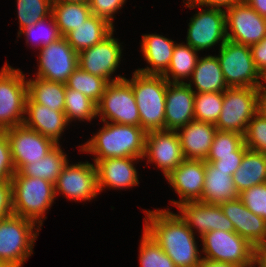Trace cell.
Returning <instances> with one entry per match:
<instances>
[{
	"label": "cell",
	"mask_w": 266,
	"mask_h": 267,
	"mask_svg": "<svg viewBox=\"0 0 266 267\" xmlns=\"http://www.w3.org/2000/svg\"><path fill=\"white\" fill-rule=\"evenodd\" d=\"M131 85L140 116V127L146 132L165 130V98L168 81L162 75L133 72Z\"/></svg>",
	"instance_id": "3957f363"
},
{
	"label": "cell",
	"mask_w": 266,
	"mask_h": 267,
	"mask_svg": "<svg viewBox=\"0 0 266 267\" xmlns=\"http://www.w3.org/2000/svg\"><path fill=\"white\" fill-rule=\"evenodd\" d=\"M64 113L69 124L73 120L91 122L97 117V106L81 92L66 86Z\"/></svg>",
	"instance_id": "e575fe53"
},
{
	"label": "cell",
	"mask_w": 266,
	"mask_h": 267,
	"mask_svg": "<svg viewBox=\"0 0 266 267\" xmlns=\"http://www.w3.org/2000/svg\"><path fill=\"white\" fill-rule=\"evenodd\" d=\"M19 34L24 28L52 15V0H16Z\"/></svg>",
	"instance_id": "74e56055"
},
{
	"label": "cell",
	"mask_w": 266,
	"mask_h": 267,
	"mask_svg": "<svg viewBox=\"0 0 266 267\" xmlns=\"http://www.w3.org/2000/svg\"><path fill=\"white\" fill-rule=\"evenodd\" d=\"M186 1L185 5L188 8H195L197 6H204L206 7H212V8H220L225 10V8H230L234 6L235 4H239L241 2H244V0H183V2ZM225 7V8H224Z\"/></svg>",
	"instance_id": "c3c4849f"
},
{
	"label": "cell",
	"mask_w": 266,
	"mask_h": 267,
	"mask_svg": "<svg viewBox=\"0 0 266 267\" xmlns=\"http://www.w3.org/2000/svg\"><path fill=\"white\" fill-rule=\"evenodd\" d=\"M244 135L217 130L208 156H234V152H245Z\"/></svg>",
	"instance_id": "ab89813d"
},
{
	"label": "cell",
	"mask_w": 266,
	"mask_h": 267,
	"mask_svg": "<svg viewBox=\"0 0 266 267\" xmlns=\"http://www.w3.org/2000/svg\"><path fill=\"white\" fill-rule=\"evenodd\" d=\"M63 151L61 145H56L45 157L36 162L31 161L22 165L16 172H19L22 176L38 177L55 184L68 162V156Z\"/></svg>",
	"instance_id": "f546056e"
},
{
	"label": "cell",
	"mask_w": 266,
	"mask_h": 267,
	"mask_svg": "<svg viewBox=\"0 0 266 267\" xmlns=\"http://www.w3.org/2000/svg\"><path fill=\"white\" fill-rule=\"evenodd\" d=\"M144 230L152 236L176 267H199L202 262L195 232L170 208L144 211ZM200 252V253H199Z\"/></svg>",
	"instance_id": "6da1fadb"
},
{
	"label": "cell",
	"mask_w": 266,
	"mask_h": 267,
	"mask_svg": "<svg viewBox=\"0 0 266 267\" xmlns=\"http://www.w3.org/2000/svg\"><path fill=\"white\" fill-rule=\"evenodd\" d=\"M177 208L180 217L192 231L196 229L200 237L214 230L234 231L233 223L223 213L219 204L191 201L181 203Z\"/></svg>",
	"instance_id": "ac0fdd59"
},
{
	"label": "cell",
	"mask_w": 266,
	"mask_h": 267,
	"mask_svg": "<svg viewBox=\"0 0 266 267\" xmlns=\"http://www.w3.org/2000/svg\"><path fill=\"white\" fill-rule=\"evenodd\" d=\"M259 112L266 117V87L262 85L259 97Z\"/></svg>",
	"instance_id": "f5cc1de1"
},
{
	"label": "cell",
	"mask_w": 266,
	"mask_h": 267,
	"mask_svg": "<svg viewBox=\"0 0 266 267\" xmlns=\"http://www.w3.org/2000/svg\"><path fill=\"white\" fill-rule=\"evenodd\" d=\"M141 52L150 65L138 68L143 74L162 75L168 68L176 43L165 36L157 34L142 35Z\"/></svg>",
	"instance_id": "d4e9b609"
},
{
	"label": "cell",
	"mask_w": 266,
	"mask_h": 267,
	"mask_svg": "<svg viewBox=\"0 0 266 267\" xmlns=\"http://www.w3.org/2000/svg\"><path fill=\"white\" fill-rule=\"evenodd\" d=\"M23 124L51 139L57 145L60 144L59 138L69 125L64 112L34 103L28 96Z\"/></svg>",
	"instance_id": "603a6c76"
},
{
	"label": "cell",
	"mask_w": 266,
	"mask_h": 267,
	"mask_svg": "<svg viewBox=\"0 0 266 267\" xmlns=\"http://www.w3.org/2000/svg\"><path fill=\"white\" fill-rule=\"evenodd\" d=\"M66 84L39 77L27 80V96L34 102L52 110L64 112Z\"/></svg>",
	"instance_id": "4dcf8cb0"
},
{
	"label": "cell",
	"mask_w": 266,
	"mask_h": 267,
	"mask_svg": "<svg viewBox=\"0 0 266 267\" xmlns=\"http://www.w3.org/2000/svg\"><path fill=\"white\" fill-rule=\"evenodd\" d=\"M244 144L250 150L266 154V117L258 112L249 121L244 133Z\"/></svg>",
	"instance_id": "60d3db41"
},
{
	"label": "cell",
	"mask_w": 266,
	"mask_h": 267,
	"mask_svg": "<svg viewBox=\"0 0 266 267\" xmlns=\"http://www.w3.org/2000/svg\"><path fill=\"white\" fill-rule=\"evenodd\" d=\"M199 267H238L227 262H217L203 259Z\"/></svg>",
	"instance_id": "816d5d0a"
},
{
	"label": "cell",
	"mask_w": 266,
	"mask_h": 267,
	"mask_svg": "<svg viewBox=\"0 0 266 267\" xmlns=\"http://www.w3.org/2000/svg\"><path fill=\"white\" fill-rule=\"evenodd\" d=\"M201 10L188 23L186 44L199 52L219 42L221 47L227 40L225 10L212 7Z\"/></svg>",
	"instance_id": "4fadbf2b"
},
{
	"label": "cell",
	"mask_w": 266,
	"mask_h": 267,
	"mask_svg": "<svg viewBox=\"0 0 266 267\" xmlns=\"http://www.w3.org/2000/svg\"><path fill=\"white\" fill-rule=\"evenodd\" d=\"M190 79L186 84L195 93L224 92L229 88L224 79L220 62L215 55L199 58Z\"/></svg>",
	"instance_id": "4316f807"
},
{
	"label": "cell",
	"mask_w": 266,
	"mask_h": 267,
	"mask_svg": "<svg viewBox=\"0 0 266 267\" xmlns=\"http://www.w3.org/2000/svg\"><path fill=\"white\" fill-rule=\"evenodd\" d=\"M113 30L114 26L106 19L92 14L76 29L70 31L65 38L71 47L79 53L101 42Z\"/></svg>",
	"instance_id": "83f0119b"
},
{
	"label": "cell",
	"mask_w": 266,
	"mask_h": 267,
	"mask_svg": "<svg viewBox=\"0 0 266 267\" xmlns=\"http://www.w3.org/2000/svg\"><path fill=\"white\" fill-rule=\"evenodd\" d=\"M52 15L62 36L76 29L92 15L89 4L53 2Z\"/></svg>",
	"instance_id": "d6a6232c"
},
{
	"label": "cell",
	"mask_w": 266,
	"mask_h": 267,
	"mask_svg": "<svg viewBox=\"0 0 266 267\" xmlns=\"http://www.w3.org/2000/svg\"><path fill=\"white\" fill-rule=\"evenodd\" d=\"M238 197L239 192L234 185L232 176L205 161V179L200 202L220 204Z\"/></svg>",
	"instance_id": "484cf974"
},
{
	"label": "cell",
	"mask_w": 266,
	"mask_h": 267,
	"mask_svg": "<svg viewBox=\"0 0 266 267\" xmlns=\"http://www.w3.org/2000/svg\"><path fill=\"white\" fill-rule=\"evenodd\" d=\"M41 227L36 222L12 214L0 220V261L22 267L33 254Z\"/></svg>",
	"instance_id": "5b68a950"
},
{
	"label": "cell",
	"mask_w": 266,
	"mask_h": 267,
	"mask_svg": "<svg viewBox=\"0 0 266 267\" xmlns=\"http://www.w3.org/2000/svg\"><path fill=\"white\" fill-rule=\"evenodd\" d=\"M166 179L180 196L178 201H170L176 207L184 202L200 201L205 179V160L185 159Z\"/></svg>",
	"instance_id": "d6986e66"
},
{
	"label": "cell",
	"mask_w": 266,
	"mask_h": 267,
	"mask_svg": "<svg viewBox=\"0 0 266 267\" xmlns=\"http://www.w3.org/2000/svg\"><path fill=\"white\" fill-rule=\"evenodd\" d=\"M144 158H147V163L156 164L166 177L185 160L177 132L172 130L147 132Z\"/></svg>",
	"instance_id": "e0dca14e"
},
{
	"label": "cell",
	"mask_w": 266,
	"mask_h": 267,
	"mask_svg": "<svg viewBox=\"0 0 266 267\" xmlns=\"http://www.w3.org/2000/svg\"><path fill=\"white\" fill-rule=\"evenodd\" d=\"M113 32L114 30L101 42L78 53V66L88 73L104 78L108 83L125 79L121 75L112 77L119 67L123 50Z\"/></svg>",
	"instance_id": "8fae6325"
},
{
	"label": "cell",
	"mask_w": 266,
	"mask_h": 267,
	"mask_svg": "<svg viewBox=\"0 0 266 267\" xmlns=\"http://www.w3.org/2000/svg\"><path fill=\"white\" fill-rule=\"evenodd\" d=\"M55 195L60 193L67 199L76 201H90L99 194L97 170L95 163L88 161L70 164L69 161L58 176Z\"/></svg>",
	"instance_id": "7c38bea8"
},
{
	"label": "cell",
	"mask_w": 266,
	"mask_h": 267,
	"mask_svg": "<svg viewBox=\"0 0 266 267\" xmlns=\"http://www.w3.org/2000/svg\"><path fill=\"white\" fill-rule=\"evenodd\" d=\"M225 22L231 42L251 46L266 37V19L245 2L225 9Z\"/></svg>",
	"instance_id": "5bb4252c"
},
{
	"label": "cell",
	"mask_w": 266,
	"mask_h": 267,
	"mask_svg": "<svg viewBox=\"0 0 266 267\" xmlns=\"http://www.w3.org/2000/svg\"><path fill=\"white\" fill-rule=\"evenodd\" d=\"M260 88L234 87L223 92L217 130L244 135L249 121L259 112Z\"/></svg>",
	"instance_id": "8992f818"
},
{
	"label": "cell",
	"mask_w": 266,
	"mask_h": 267,
	"mask_svg": "<svg viewBox=\"0 0 266 267\" xmlns=\"http://www.w3.org/2000/svg\"><path fill=\"white\" fill-rule=\"evenodd\" d=\"M262 83H266V72L262 75Z\"/></svg>",
	"instance_id": "6f0895ef"
},
{
	"label": "cell",
	"mask_w": 266,
	"mask_h": 267,
	"mask_svg": "<svg viewBox=\"0 0 266 267\" xmlns=\"http://www.w3.org/2000/svg\"><path fill=\"white\" fill-rule=\"evenodd\" d=\"M126 0H90L89 6L92 14L106 19L112 26L115 13L124 6Z\"/></svg>",
	"instance_id": "ee69618b"
},
{
	"label": "cell",
	"mask_w": 266,
	"mask_h": 267,
	"mask_svg": "<svg viewBox=\"0 0 266 267\" xmlns=\"http://www.w3.org/2000/svg\"><path fill=\"white\" fill-rule=\"evenodd\" d=\"M254 261L260 267H266V240L254 247Z\"/></svg>",
	"instance_id": "681fc988"
},
{
	"label": "cell",
	"mask_w": 266,
	"mask_h": 267,
	"mask_svg": "<svg viewBox=\"0 0 266 267\" xmlns=\"http://www.w3.org/2000/svg\"><path fill=\"white\" fill-rule=\"evenodd\" d=\"M11 183L13 214L42 227L43 220L47 219L45 213L56 199L54 184L38 177L22 176L19 172L14 174Z\"/></svg>",
	"instance_id": "277c9868"
},
{
	"label": "cell",
	"mask_w": 266,
	"mask_h": 267,
	"mask_svg": "<svg viewBox=\"0 0 266 267\" xmlns=\"http://www.w3.org/2000/svg\"><path fill=\"white\" fill-rule=\"evenodd\" d=\"M96 106L97 117H100L101 122L140 126L136 98L126 78L109 82Z\"/></svg>",
	"instance_id": "9c48e42d"
},
{
	"label": "cell",
	"mask_w": 266,
	"mask_h": 267,
	"mask_svg": "<svg viewBox=\"0 0 266 267\" xmlns=\"http://www.w3.org/2000/svg\"><path fill=\"white\" fill-rule=\"evenodd\" d=\"M22 70L5 63L0 71V131L23 124L27 80Z\"/></svg>",
	"instance_id": "52a82bcc"
},
{
	"label": "cell",
	"mask_w": 266,
	"mask_h": 267,
	"mask_svg": "<svg viewBox=\"0 0 266 267\" xmlns=\"http://www.w3.org/2000/svg\"><path fill=\"white\" fill-rule=\"evenodd\" d=\"M0 267H10L8 264H6L3 261H0Z\"/></svg>",
	"instance_id": "9f6ffc18"
},
{
	"label": "cell",
	"mask_w": 266,
	"mask_h": 267,
	"mask_svg": "<svg viewBox=\"0 0 266 267\" xmlns=\"http://www.w3.org/2000/svg\"><path fill=\"white\" fill-rule=\"evenodd\" d=\"M195 92L186 83L167 84L165 130L177 131L194 118Z\"/></svg>",
	"instance_id": "ffe728a7"
},
{
	"label": "cell",
	"mask_w": 266,
	"mask_h": 267,
	"mask_svg": "<svg viewBox=\"0 0 266 267\" xmlns=\"http://www.w3.org/2000/svg\"><path fill=\"white\" fill-rule=\"evenodd\" d=\"M16 173L10 143L4 131H0V181H11Z\"/></svg>",
	"instance_id": "7bdbcfd3"
},
{
	"label": "cell",
	"mask_w": 266,
	"mask_h": 267,
	"mask_svg": "<svg viewBox=\"0 0 266 267\" xmlns=\"http://www.w3.org/2000/svg\"><path fill=\"white\" fill-rule=\"evenodd\" d=\"M232 178L239 193L253 186L266 183V154L247 149Z\"/></svg>",
	"instance_id": "f1b7e54d"
},
{
	"label": "cell",
	"mask_w": 266,
	"mask_h": 267,
	"mask_svg": "<svg viewBox=\"0 0 266 267\" xmlns=\"http://www.w3.org/2000/svg\"><path fill=\"white\" fill-rule=\"evenodd\" d=\"M202 259L227 262L238 267L254 260V246L236 232L214 230L201 237Z\"/></svg>",
	"instance_id": "30bf717a"
},
{
	"label": "cell",
	"mask_w": 266,
	"mask_h": 267,
	"mask_svg": "<svg viewBox=\"0 0 266 267\" xmlns=\"http://www.w3.org/2000/svg\"><path fill=\"white\" fill-rule=\"evenodd\" d=\"M90 0H52V2H69L78 4H89Z\"/></svg>",
	"instance_id": "db71d44e"
},
{
	"label": "cell",
	"mask_w": 266,
	"mask_h": 267,
	"mask_svg": "<svg viewBox=\"0 0 266 267\" xmlns=\"http://www.w3.org/2000/svg\"><path fill=\"white\" fill-rule=\"evenodd\" d=\"M22 34L26 36L25 39L27 46L28 43L31 42L34 44H32V46H36L38 50L43 46H47L50 43H53L63 37L59 31L53 15H50L48 18L36 22L34 25L24 28L17 35V37H21Z\"/></svg>",
	"instance_id": "d590c367"
},
{
	"label": "cell",
	"mask_w": 266,
	"mask_h": 267,
	"mask_svg": "<svg viewBox=\"0 0 266 267\" xmlns=\"http://www.w3.org/2000/svg\"><path fill=\"white\" fill-rule=\"evenodd\" d=\"M260 267L254 260L252 262H250L249 264L247 265H243V266H240V267Z\"/></svg>",
	"instance_id": "11a10c76"
},
{
	"label": "cell",
	"mask_w": 266,
	"mask_h": 267,
	"mask_svg": "<svg viewBox=\"0 0 266 267\" xmlns=\"http://www.w3.org/2000/svg\"><path fill=\"white\" fill-rule=\"evenodd\" d=\"M140 267H176L159 244L144 229L139 247Z\"/></svg>",
	"instance_id": "f35d334b"
},
{
	"label": "cell",
	"mask_w": 266,
	"mask_h": 267,
	"mask_svg": "<svg viewBox=\"0 0 266 267\" xmlns=\"http://www.w3.org/2000/svg\"><path fill=\"white\" fill-rule=\"evenodd\" d=\"M107 84L104 78L88 73L77 66L69 76L66 86L81 92L97 105Z\"/></svg>",
	"instance_id": "836d02e7"
},
{
	"label": "cell",
	"mask_w": 266,
	"mask_h": 267,
	"mask_svg": "<svg viewBox=\"0 0 266 267\" xmlns=\"http://www.w3.org/2000/svg\"><path fill=\"white\" fill-rule=\"evenodd\" d=\"M244 2L266 19V0H244Z\"/></svg>",
	"instance_id": "f907efd6"
},
{
	"label": "cell",
	"mask_w": 266,
	"mask_h": 267,
	"mask_svg": "<svg viewBox=\"0 0 266 267\" xmlns=\"http://www.w3.org/2000/svg\"><path fill=\"white\" fill-rule=\"evenodd\" d=\"M234 225V232L254 247L266 240V221L250 211L239 198L219 204Z\"/></svg>",
	"instance_id": "7402d4cb"
},
{
	"label": "cell",
	"mask_w": 266,
	"mask_h": 267,
	"mask_svg": "<svg viewBox=\"0 0 266 267\" xmlns=\"http://www.w3.org/2000/svg\"><path fill=\"white\" fill-rule=\"evenodd\" d=\"M217 58L229 88L262 87V75L255 67L250 46L226 40Z\"/></svg>",
	"instance_id": "ba28073f"
},
{
	"label": "cell",
	"mask_w": 266,
	"mask_h": 267,
	"mask_svg": "<svg viewBox=\"0 0 266 267\" xmlns=\"http://www.w3.org/2000/svg\"><path fill=\"white\" fill-rule=\"evenodd\" d=\"M250 49L255 67L263 75L266 72V37L259 43L251 45Z\"/></svg>",
	"instance_id": "7dc6e473"
},
{
	"label": "cell",
	"mask_w": 266,
	"mask_h": 267,
	"mask_svg": "<svg viewBox=\"0 0 266 267\" xmlns=\"http://www.w3.org/2000/svg\"><path fill=\"white\" fill-rule=\"evenodd\" d=\"M216 131L214 124L197 120L177 130L185 159L206 161Z\"/></svg>",
	"instance_id": "cb8c5ba5"
},
{
	"label": "cell",
	"mask_w": 266,
	"mask_h": 267,
	"mask_svg": "<svg viewBox=\"0 0 266 267\" xmlns=\"http://www.w3.org/2000/svg\"><path fill=\"white\" fill-rule=\"evenodd\" d=\"M39 65L35 77L66 84L78 66V53L63 36L43 46L39 52Z\"/></svg>",
	"instance_id": "9a60e30c"
},
{
	"label": "cell",
	"mask_w": 266,
	"mask_h": 267,
	"mask_svg": "<svg viewBox=\"0 0 266 267\" xmlns=\"http://www.w3.org/2000/svg\"><path fill=\"white\" fill-rule=\"evenodd\" d=\"M12 214V183L3 180L0 181V220Z\"/></svg>",
	"instance_id": "bcb514c9"
},
{
	"label": "cell",
	"mask_w": 266,
	"mask_h": 267,
	"mask_svg": "<svg viewBox=\"0 0 266 267\" xmlns=\"http://www.w3.org/2000/svg\"><path fill=\"white\" fill-rule=\"evenodd\" d=\"M238 198L250 211L266 221V183L243 190Z\"/></svg>",
	"instance_id": "b9f144b4"
},
{
	"label": "cell",
	"mask_w": 266,
	"mask_h": 267,
	"mask_svg": "<svg viewBox=\"0 0 266 267\" xmlns=\"http://www.w3.org/2000/svg\"><path fill=\"white\" fill-rule=\"evenodd\" d=\"M222 105L223 92L195 93V120L215 125L221 114Z\"/></svg>",
	"instance_id": "8d00e7d4"
},
{
	"label": "cell",
	"mask_w": 266,
	"mask_h": 267,
	"mask_svg": "<svg viewBox=\"0 0 266 267\" xmlns=\"http://www.w3.org/2000/svg\"><path fill=\"white\" fill-rule=\"evenodd\" d=\"M143 158H105L95 163L98 189H129L139 184L138 172L134 164ZM138 160V161H137Z\"/></svg>",
	"instance_id": "44dd1931"
},
{
	"label": "cell",
	"mask_w": 266,
	"mask_h": 267,
	"mask_svg": "<svg viewBox=\"0 0 266 267\" xmlns=\"http://www.w3.org/2000/svg\"><path fill=\"white\" fill-rule=\"evenodd\" d=\"M244 154L245 152H234V156H207L206 162L232 176L240 166Z\"/></svg>",
	"instance_id": "f6af8a7d"
},
{
	"label": "cell",
	"mask_w": 266,
	"mask_h": 267,
	"mask_svg": "<svg viewBox=\"0 0 266 267\" xmlns=\"http://www.w3.org/2000/svg\"><path fill=\"white\" fill-rule=\"evenodd\" d=\"M102 129L87 143L79 145L81 152L95 155L94 163L105 158H143L147 132L140 126L103 122Z\"/></svg>",
	"instance_id": "7a4b0ae2"
},
{
	"label": "cell",
	"mask_w": 266,
	"mask_h": 267,
	"mask_svg": "<svg viewBox=\"0 0 266 267\" xmlns=\"http://www.w3.org/2000/svg\"><path fill=\"white\" fill-rule=\"evenodd\" d=\"M4 132L10 143L12 160L16 171L22 165L42 159L57 145L51 139L24 124L16 125Z\"/></svg>",
	"instance_id": "2e32d148"
},
{
	"label": "cell",
	"mask_w": 266,
	"mask_h": 267,
	"mask_svg": "<svg viewBox=\"0 0 266 267\" xmlns=\"http://www.w3.org/2000/svg\"><path fill=\"white\" fill-rule=\"evenodd\" d=\"M197 52L186 43H176L170 64L162 76L169 83H186L185 78H191L199 59Z\"/></svg>",
	"instance_id": "1f68e13d"
}]
</instances>
